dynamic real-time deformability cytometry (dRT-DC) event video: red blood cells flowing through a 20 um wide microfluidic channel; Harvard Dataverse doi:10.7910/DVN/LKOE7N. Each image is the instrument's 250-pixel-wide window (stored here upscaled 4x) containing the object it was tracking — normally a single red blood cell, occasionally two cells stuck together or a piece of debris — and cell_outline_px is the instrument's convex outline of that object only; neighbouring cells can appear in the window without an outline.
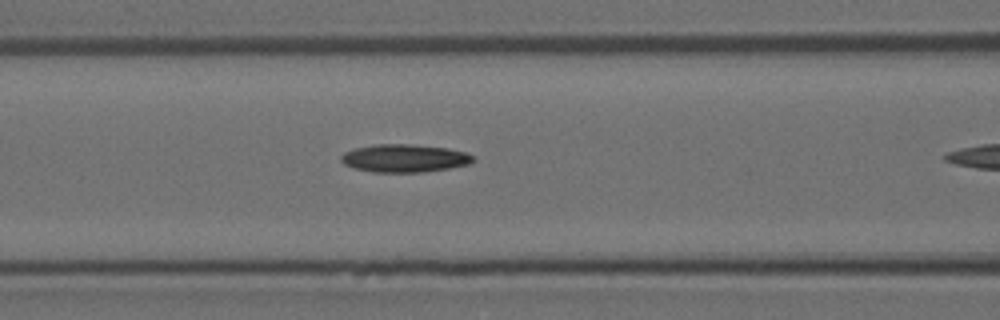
{"species": "Egyptian fruit bat (a non-hibernating species)", "species_latin": "Rousettus aegyptiacus", "temperature_condition": "room temperature", "stored_images_in_passage": 11, "camera_frame_rate_fps": 3000, "um_per_image_px": 0.085, "animal": {"sex": "female"}, "frame": {"image": 1, "passage_image": 10, "time_ms": 3.0, "image_size_px": [1000, 320], "cell_outline_px": [[472, 160], [468, 164], [448, 168], [424, 172], [372, 172], [352, 168], [344, 164], [340, 160], [340, 156], [344, 152], [356, 148], [376, 144], [412, 144], [448, 148], [468, 152], [472, 156]], "centroid_in_image_um": [34.34, 13.45], "position_along_channel_um": 132.3, "area_um2": 21.5}}